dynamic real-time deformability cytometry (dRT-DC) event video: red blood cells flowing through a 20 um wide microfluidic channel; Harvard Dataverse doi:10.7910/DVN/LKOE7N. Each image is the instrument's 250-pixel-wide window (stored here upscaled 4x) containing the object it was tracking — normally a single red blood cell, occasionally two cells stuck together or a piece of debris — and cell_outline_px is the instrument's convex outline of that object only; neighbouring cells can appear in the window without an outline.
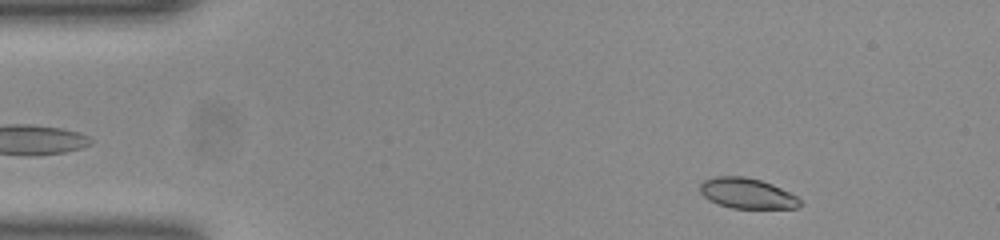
{"species": "common noctule bat (a hibernating species)", "species_latin": "Nyctalus noctula", "temperature_condition": "room temperature", "stored_images_in_passage": 49, "camera_frame_rate_fps": 3000, "um_per_image_px": 0.085, "animal": {"sex": "female", "body_mass_g": 23.0, "forearm_length_mm": 53.4}, "frame": {"image": 1, "passage_image": 4, "time_ms": 1.0, "image_size_px": [1000, 240], "cell_outline_px": [[800, 204], [796, 208], [732, 208], [720, 204], [704, 196], [700, 192], [700, 184], [704, 180], [716, 176], [744, 176], [760, 180], [772, 184], [796, 196], [800, 200]], "centroid_in_image_um": [63.49, 16.42], "position_along_channel_um": 21.5, "area_um2": 17.4}}
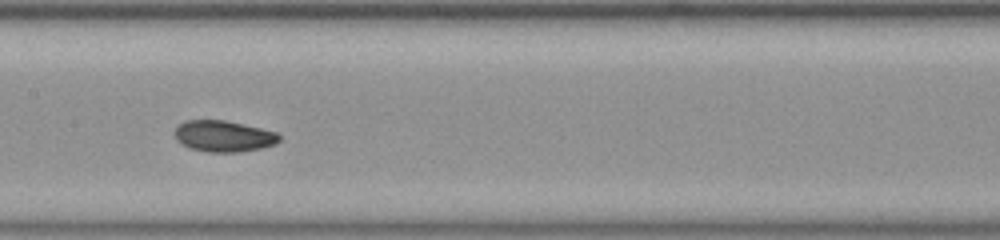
{"frame": {"image": 2, "passage_image": 23, "time_ms": 7.333, "image_size_px": [1000, 240], "cell_outline_px": [[280, 140], [276, 144], [260, 148], [240, 152], [208, 152], [188, 148], [176, 140], [176, 128], [184, 120], [224, 120], [260, 128], [276, 132], [280, 136]], "centroid_in_image_um": [19.0, 11.58], "position_along_channel_um": 188.4, "area_um2": 18.96}}
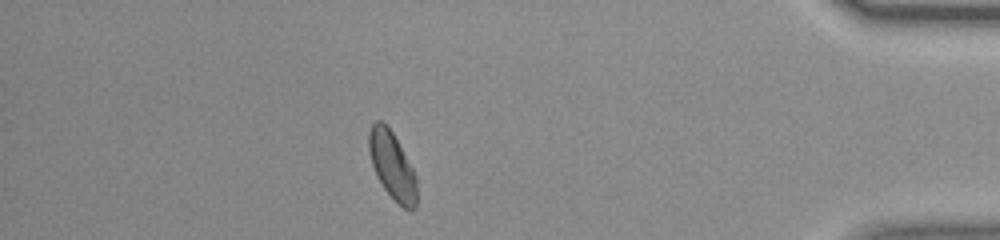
{"frame": {"image": 3, "passage_image": 43, "time_ms": 14.0, "image_size_px": [1000, 240], "cell_outline_px": [[416, 208], [412, 212], [404, 208], [384, 188], [376, 176], [372, 164], [368, 148], [368, 132], [372, 124], [376, 120], [384, 120], [392, 132], [412, 168], [416, 176]], "centroid_in_image_um": [33.31, 14.05], "position_along_channel_um": 401.9, "area_um2": 18.67}, "authors_computed_cell_mechanics": {"area_um2": 18.7272, "velocity_mm_per_s": 3.8894, "shape_relaxation_time_tau1_ms": 4.2954, "shape_relaxation_time_tau2_ms": 2.7151, "deformation_change_tau1": 0.1104, "deformation_change_tau2": 0.0568}}